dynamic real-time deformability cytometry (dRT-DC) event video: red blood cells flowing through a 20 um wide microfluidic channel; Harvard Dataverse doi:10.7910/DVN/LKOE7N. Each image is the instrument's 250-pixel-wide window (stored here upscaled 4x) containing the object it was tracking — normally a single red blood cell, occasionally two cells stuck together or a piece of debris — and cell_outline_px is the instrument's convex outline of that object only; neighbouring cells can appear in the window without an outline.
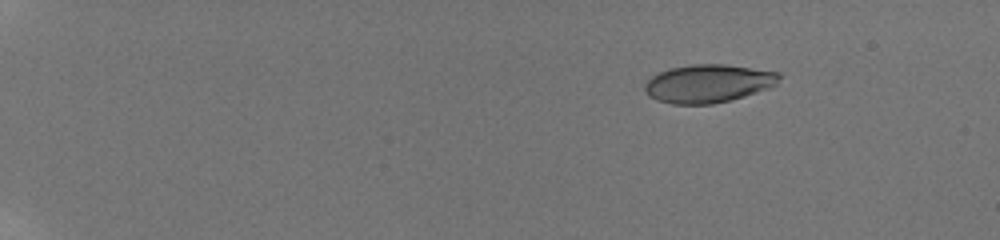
{"species": "human", "species_latin": "Homo sapiens", "temperature_condition": "room temperature", "stored_images_in_passage": 21, "camera_frame_rate_fps": 3000, "um_per_image_px": 0.085, "donor": {"sex": "male"}, "frame": {"image": 1, "passage_image": 1, "time_ms": 0.0, "image_size_px": [1000, 240], "cell_outline_px": [[784, 76], [776, 84], [768, 88], [732, 100], [712, 104], [672, 104], [656, 100], [648, 96], [644, 88], [644, 84], [652, 76], [660, 72], [672, 68], [692, 64], [724, 64], [780, 72]], "centroid_in_image_um": [60.22, 7.1], "position_along_channel_um": 24.8, "area_um2": 30.0}}
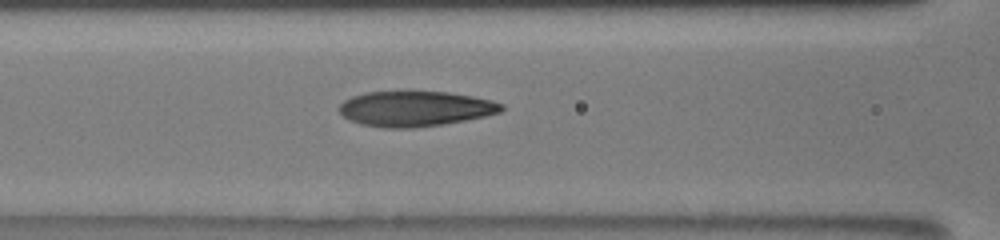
{"frame": {"image": 2, "passage_image": 13, "time_ms": 6.667, "image_size_px": [1000, 240], "cell_outline_px": [[504, 108], [500, 112], [484, 116], [464, 120], [440, 124], [412, 128], [384, 128], [360, 124], [348, 120], [340, 112], [340, 104], [344, 100], [352, 96], [368, 92], [448, 92], [472, 96], [492, 100], [504, 104]], "centroid_in_image_um": [35.28, 9.24], "position_along_channel_um": 131.3, "area_um2": 33.12}}
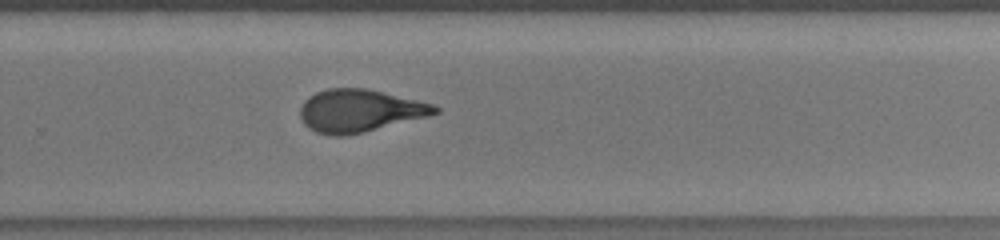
{"frame": {"image": 3, "passage_image": 21, "time_ms": 11.0, "image_size_px": [1000, 240], "cell_outline_px": [[440, 112], [428, 116], [364, 132], [344, 136], [332, 136], [316, 132], [308, 128], [304, 124], [300, 116], [300, 108], [304, 100], [308, 96], [316, 92], [328, 88], [364, 88], [384, 92], [432, 104], [440, 108]], "centroid_in_image_um": [30.53, 9.41], "position_along_channel_um": 299.3, "area_um2": 33.41}}